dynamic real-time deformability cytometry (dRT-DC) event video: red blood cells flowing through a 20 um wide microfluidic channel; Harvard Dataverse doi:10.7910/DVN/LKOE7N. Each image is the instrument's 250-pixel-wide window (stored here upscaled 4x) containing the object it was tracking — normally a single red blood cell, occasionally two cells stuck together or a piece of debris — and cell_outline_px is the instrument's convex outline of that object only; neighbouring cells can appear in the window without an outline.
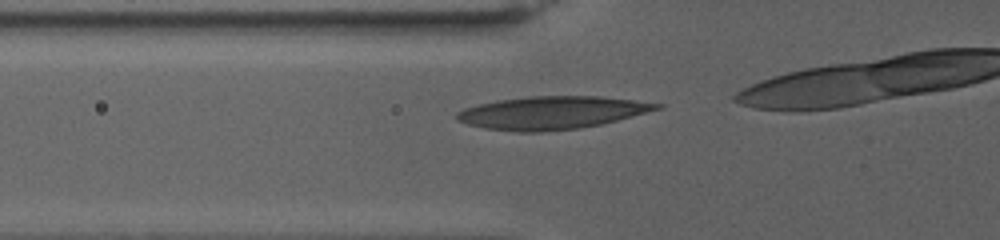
{"species": "human", "species_latin": "Homo sapiens", "temperature_condition": "warm", "stored_images_in_passage": 18, "camera_frame_rate_fps": 3000, "um_per_image_px": 0.085, "donor": {"sex": "female"}, "frame": {"image": 1, "passage_image": 11, "time_ms": 3.333, "image_size_px": [1000, 240], "cell_outline_px": [[664, 108], [600, 124], [580, 128], [540, 132], [516, 132], [484, 128], [468, 124], [456, 120], [456, 112], [464, 108], [476, 104], [496, 100], [528, 96], [600, 96], [664, 104]], "centroid_in_image_um": [46.86, 9.58], "position_along_channel_um": 78.9, "area_um2": 38.38}}
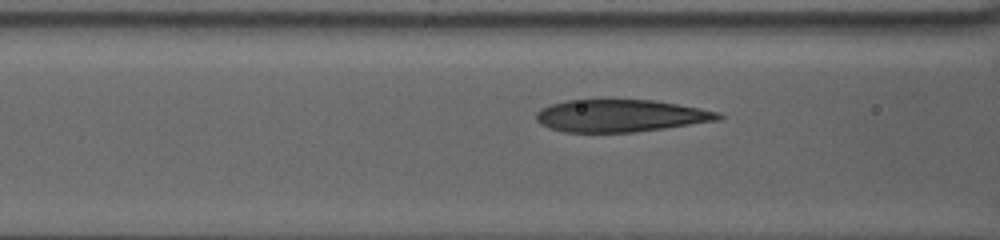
{"frame": {"image": 2, "passage_image": 15, "time_ms": 4.667, "image_size_px": [1000, 240], "cell_outline_px": [[724, 116], [720, 120], [636, 132], [564, 132], [548, 128], [540, 124], [536, 120], [536, 112], [540, 108], [564, 100], [604, 96], [608, 96], [652, 100], [700, 108], [720, 112]], "centroid_in_image_um": [52.68, 9.79], "position_along_channel_um": 113.9, "area_um2": 35.66}}